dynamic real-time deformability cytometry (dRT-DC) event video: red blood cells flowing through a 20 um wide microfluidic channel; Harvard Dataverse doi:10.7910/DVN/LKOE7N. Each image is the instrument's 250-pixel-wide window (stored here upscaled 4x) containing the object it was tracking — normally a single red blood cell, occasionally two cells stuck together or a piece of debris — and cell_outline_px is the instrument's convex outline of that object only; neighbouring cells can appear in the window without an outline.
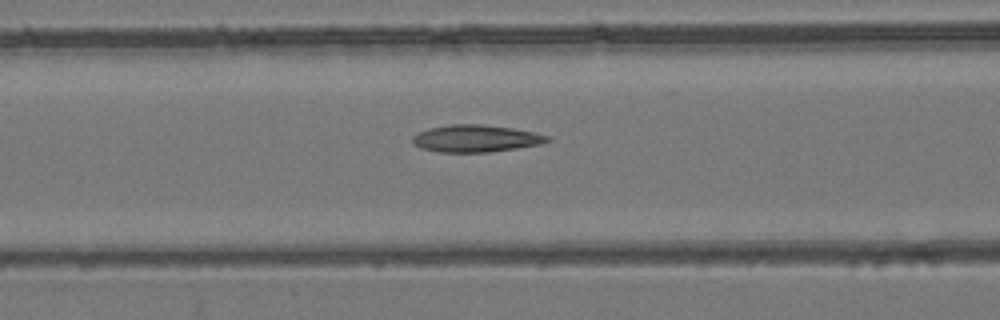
{"species": "common noctule bat (a hibernating species)", "species_latin": "Nyctalus noctula", "temperature_condition": "room temperature", "stored_images_in_passage": 54, "camera_frame_rate_fps": 3000, "um_per_image_px": 0.085, "animal": {"sex": "female", "body_mass_g": 24.6, "forearm_length_mm": 56.2}, "frame": {"image": 1, "passage_image": 22, "time_ms": 7.0, "image_size_px": [1000, 320], "cell_outline_px": [[552, 140], [540, 144], [516, 148], [488, 152], [440, 152], [420, 148], [412, 144], [412, 136], [428, 128], [448, 124], [480, 124], [512, 128], [536, 132], [552, 136]], "centroid_in_image_um": [40.46, 11.76], "position_along_channel_um": 126.1, "area_um2": 21.5}}
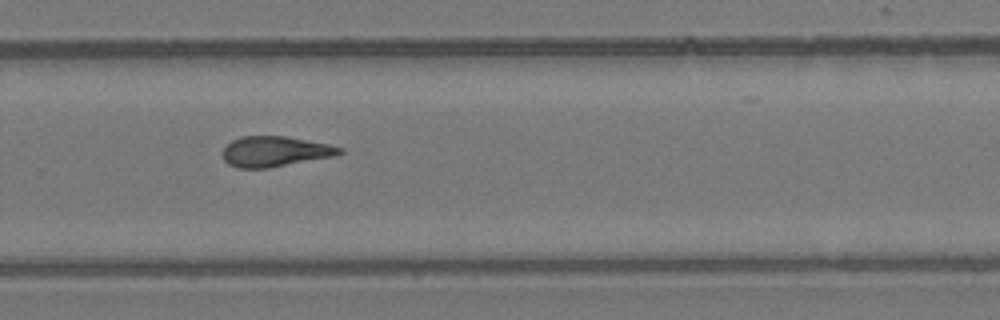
{"frame": {"image": 2, "passage_image": 36, "time_ms": 11.667, "image_size_px": [1000, 320], "cell_outline_px": [[344, 152], [336, 156], [268, 168], [236, 168], [228, 164], [224, 160], [220, 152], [232, 140], [244, 136], [284, 136], [328, 144], [344, 148]], "centroid_in_image_um": [23.36, 12.88], "position_along_channel_um": 306.4, "area_um2": 20.81}}
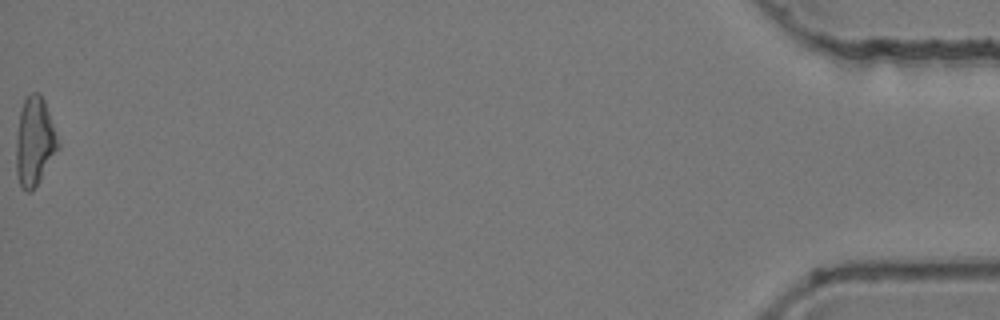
{"frame": {"image": 3, "passage_image": 54, "time_ms": 17.667, "image_size_px": [1000, 320], "cell_outline_px": [[60, 148], [32, 192], [24, 192], [20, 188], [16, 176], [16, 136], [20, 112], [24, 100], [32, 92], [40, 92], [44, 100], [60, 144]], "centroid_in_image_um": [2.93, 12.08], "position_along_channel_um": 432.3, "area_um2": 21.85}, "authors_computed_cell_mechanics": {"area_um2": 21.2415, "velocity_mm_per_s": 3.8694, "shape_relaxation_time_tau1_ms": null, "shape_relaxation_time_tau2_ms": 5.077, "deformation_change_tau1": null, "deformation_change_tau2": 0.1405}}